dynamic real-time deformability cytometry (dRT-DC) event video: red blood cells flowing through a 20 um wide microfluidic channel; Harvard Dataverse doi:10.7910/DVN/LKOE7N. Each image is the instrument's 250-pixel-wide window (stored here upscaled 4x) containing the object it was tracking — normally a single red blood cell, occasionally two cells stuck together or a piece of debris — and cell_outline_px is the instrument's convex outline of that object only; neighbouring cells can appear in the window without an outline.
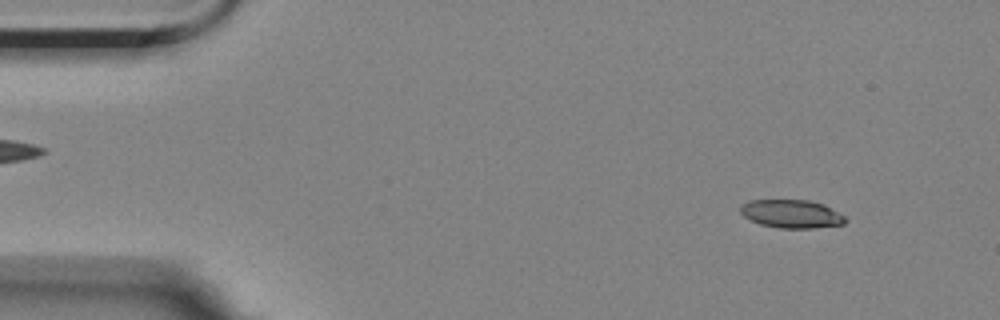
{"species": "Egyptian fruit bat (a non-hibernating species)", "species_latin": "Rousettus aegyptiacus", "temperature_condition": "room temperature", "stored_images_in_passage": 5, "camera_frame_rate_fps": 3000, "um_per_image_px": 0.085, "animal": {"sex": "female"}, "frame": {"image": 1, "passage_image": 1, "time_ms": 0.0, "image_size_px": [1000, 320], "cell_outline_px": [[848, 220], [844, 224], [812, 228], [780, 228], [760, 224], [744, 216], [740, 212], [740, 204], [748, 200], [808, 200], [824, 204], [844, 216]], "centroid_in_image_um": [67.27, 18.17], "position_along_channel_um": 17.7, "area_um2": 17.28}}
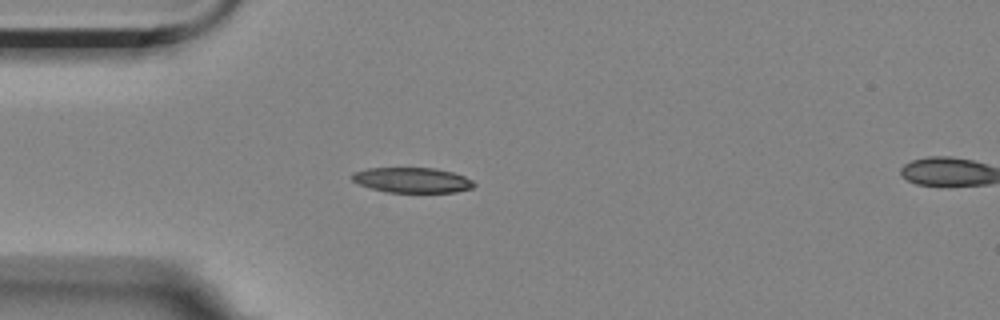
{"frame": {"image": 2, "passage_image": 4, "time_ms": 3.333, "image_size_px": [1000, 320], "cell_outline_px": [[476, 184], [472, 188], [456, 192], [388, 192], [372, 188], [360, 184], [352, 180], [352, 172], [368, 168], [436, 168], [452, 172], [464, 176], [472, 180]], "centroid_in_image_um": [35.05, 15.3], "position_along_channel_um": 49.9, "area_um2": 17.8}}